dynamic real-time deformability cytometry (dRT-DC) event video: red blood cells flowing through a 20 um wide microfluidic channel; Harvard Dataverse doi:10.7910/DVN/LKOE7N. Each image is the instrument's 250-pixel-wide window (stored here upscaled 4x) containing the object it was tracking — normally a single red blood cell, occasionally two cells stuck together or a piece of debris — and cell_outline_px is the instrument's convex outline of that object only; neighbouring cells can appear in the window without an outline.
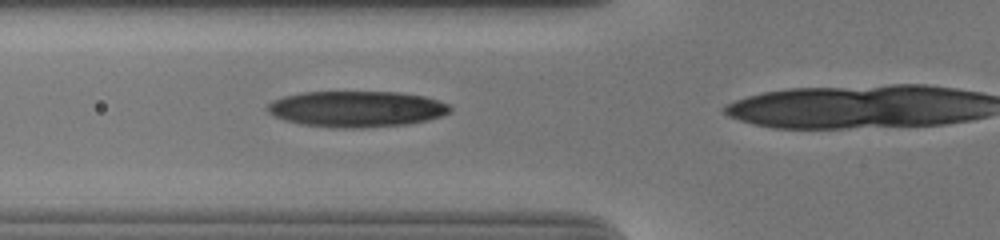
{"species": "human", "species_latin": "Homo sapiens", "temperature_condition": "cold", "stored_images_in_passage": 19, "camera_frame_rate_fps": 3000, "um_per_image_px": 0.085, "donor": {"sex": "male"}, "frame": {"image": 1, "passage_image": 15, "time_ms": 4.667, "image_size_px": [1000, 240], "cell_outline_px": [[452, 112], [444, 116], [428, 120], [408, 124], [364, 128], [340, 128], [304, 124], [284, 120], [268, 112], [264, 108], [272, 100], [284, 96], [300, 92], [400, 92], [424, 96], [448, 104], [452, 108]], "centroid_in_image_um": [30.33, 9.26], "position_along_channel_um": 95.5, "area_um2": 38.55}}
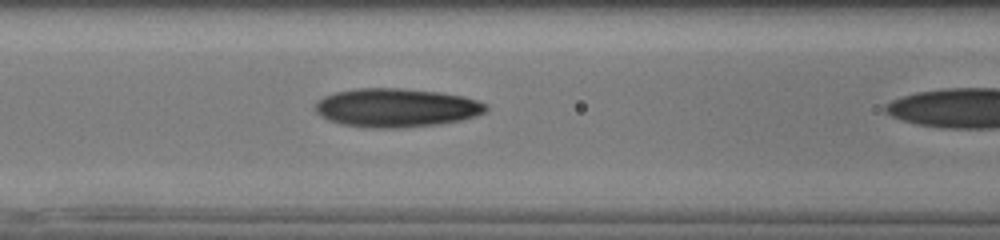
{"frame": {"image": 2, "passage_image": 18, "time_ms": 5.667, "image_size_px": [1000, 240], "cell_outline_px": [[488, 108], [484, 112], [476, 116], [460, 120], [440, 124], [404, 128], [368, 128], [340, 124], [328, 120], [320, 116], [316, 112], [316, 100], [324, 96], [336, 92], [356, 88], [400, 88], [440, 92], [464, 96], [488, 104]], "centroid_in_image_um": [33.68, 9.16], "position_along_channel_um": 132.9, "area_um2": 38.84}}